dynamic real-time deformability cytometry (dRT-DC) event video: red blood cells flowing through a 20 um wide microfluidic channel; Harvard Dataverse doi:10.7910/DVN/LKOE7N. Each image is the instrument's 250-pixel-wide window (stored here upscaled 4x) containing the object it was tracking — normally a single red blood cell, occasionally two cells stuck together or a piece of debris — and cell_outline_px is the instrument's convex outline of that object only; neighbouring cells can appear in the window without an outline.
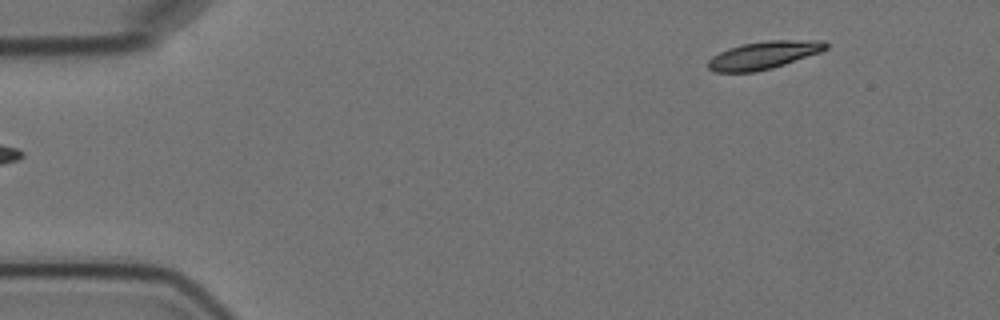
{"species": "Egyptian fruit bat (a non-hibernating species)", "species_latin": "Rousettus aegyptiacus", "temperature_condition": "cold", "stored_images_in_passage": 2, "camera_frame_rate_fps": 3000, "um_per_image_px": 0.085, "animal": {"sex": "female"}, "frame": {"image": 1, "passage_image": 2, "time_ms": 2.0, "image_size_px": [1000, 320], "cell_outline_px": [[828, 48], [820, 52], [772, 68], [756, 72], [716, 72], [708, 68], [708, 60], [712, 56], [728, 48], [740, 44], [768, 40], [824, 40], [828, 44]], "centroid_in_image_um": [64.91, 4.68], "position_along_channel_um": 20.1, "area_um2": 19.07}}